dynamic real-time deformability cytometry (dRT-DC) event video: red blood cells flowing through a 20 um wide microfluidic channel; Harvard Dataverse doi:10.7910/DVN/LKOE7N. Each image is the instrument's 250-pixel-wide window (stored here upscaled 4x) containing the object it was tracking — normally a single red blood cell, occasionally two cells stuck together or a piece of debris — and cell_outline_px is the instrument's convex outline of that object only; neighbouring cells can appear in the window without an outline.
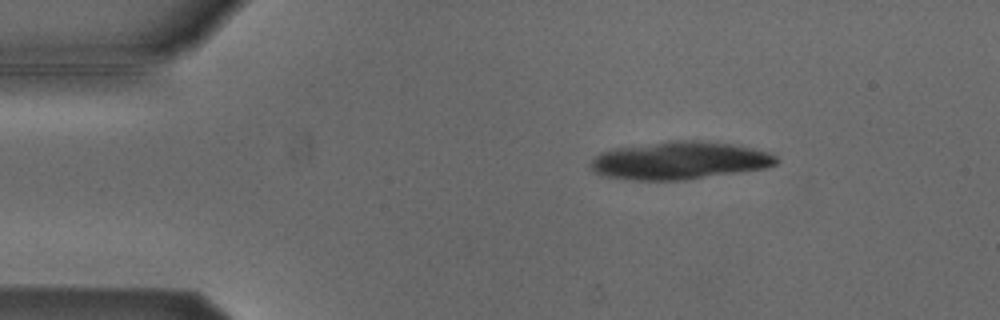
{"species": "Egyptian fruit bat (a non-hibernating species)", "species_latin": "Rousettus aegyptiacus", "temperature_condition": "cold", "stored_images_in_passage": 6, "camera_frame_rate_fps": 3000, "um_per_image_px": 0.085, "animal": {"sex": "male"}, "frame": {"image": 1, "passage_image": 3, "time_ms": 0.667, "image_size_px": [1000, 320], "cell_outline_px": [[780, 160], [776, 164], [768, 168], [688, 180], [632, 180], [604, 176], [596, 172], [588, 164], [600, 152], [616, 148], [668, 140], [700, 140], [736, 144], [772, 152]], "centroid_in_image_um": [57.83, 13.64], "position_along_channel_um": 27.2, "area_um2": 41.5}}